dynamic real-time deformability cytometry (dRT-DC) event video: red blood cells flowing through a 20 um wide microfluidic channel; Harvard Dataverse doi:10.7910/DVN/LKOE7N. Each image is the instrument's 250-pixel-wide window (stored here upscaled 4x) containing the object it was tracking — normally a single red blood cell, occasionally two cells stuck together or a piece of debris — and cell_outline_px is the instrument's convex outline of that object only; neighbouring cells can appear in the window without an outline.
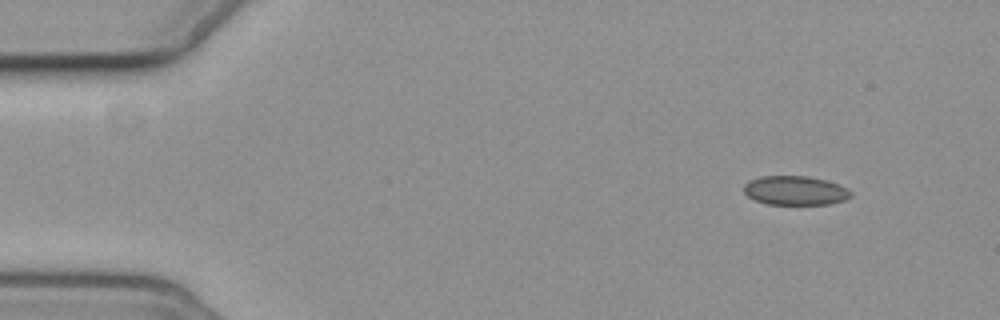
{"species": "common noctule bat (a hibernating species)", "species_latin": "Nyctalus noctula", "temperature_condition": "cold", "stored_images_in_passage": 5, "camera_frame_rate_fps": 3000, "um_per_image_px": 0.085, "animal": {"sex": "female", "body_mass_g": 19.3, "forearm_length_mm": 54.1}, "frame": {"image": 1, "passage_image": 1, "time_ms": 0.0, "image_size_px": [1000, 320], "cell_outline_px": [[852, 196], [844, 200], [828, 204], [768, 204], [756, 200], [748, 196], [744, 192], [744, 184], [748, 180], [760, 176], [808, 176], [828, 180], [840, 184], [848, 188], [852, 192]], "centroid_in_image_um": [67.62, 16.18], "position_along_channel_um": 17.4, "area_um2": 18.32}}